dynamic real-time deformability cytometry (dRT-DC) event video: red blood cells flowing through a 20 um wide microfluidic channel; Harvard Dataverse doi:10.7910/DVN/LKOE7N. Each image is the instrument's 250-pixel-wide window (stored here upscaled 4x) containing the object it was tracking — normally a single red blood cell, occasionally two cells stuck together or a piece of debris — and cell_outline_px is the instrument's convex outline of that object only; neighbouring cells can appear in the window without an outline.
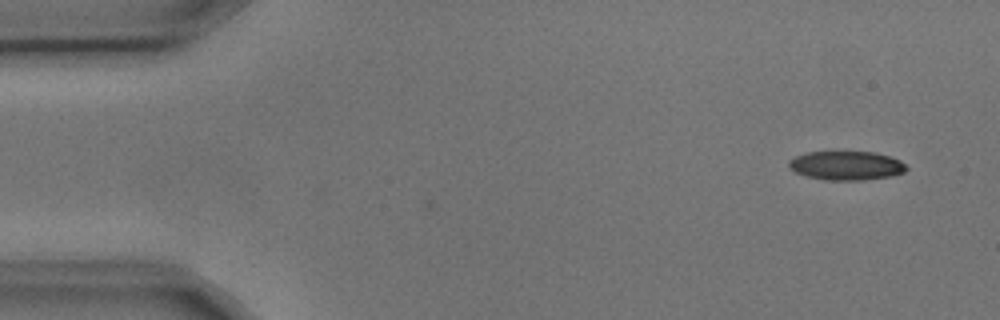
{"species": "common noctule bat (a hibernating species)", "species_latin": "Nyctalus noctula", "temperature_condition": "cold", "stored_images_in_passage": 4, "camera_frame_rate_fps": 3000, "um_per_image_px": 0.085, "animal": {"sex": "male", "body_mass_g": 17.9, "forearm_length_mm": 54.2}, "frame": {"image": 1, "passage_image": 1, "time_ms": 0.0, "image_size_px": [1000, 320], "cell_outline_px": [[908, 168], [904, 172], [892, 176], [864, 180], [824, 180], [808, 176], [796, 172], [788, 164], [788, 160], [804, 152], [876, 152], [892, 156], [900, 160]], "centroid_in_image_um": [71.97, 14.07], "position_along_channel_um": 13.0, "area_um2": 19.88}}
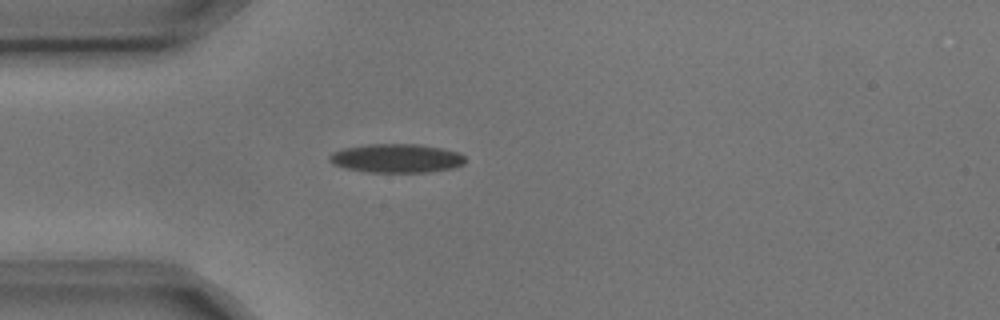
{"frame": {"image": 2, "passage_image": 4, "time_ms": 1.0, "image_size_px": [1000, 320], "cell_outline_px": [[464, 164], [452, 168], [428, 172], [368, 172], [344, 168], [332, 164], [328, 160], [328, 156], [332, 152], [344, 148], [368, 144], [420, 144], [440, 148], [456, 152], [464, 156]], "centroid_in_image_um": [33.64, 13.45], "position_along_channel_um": 51.4, "area_um2": 22.77}}